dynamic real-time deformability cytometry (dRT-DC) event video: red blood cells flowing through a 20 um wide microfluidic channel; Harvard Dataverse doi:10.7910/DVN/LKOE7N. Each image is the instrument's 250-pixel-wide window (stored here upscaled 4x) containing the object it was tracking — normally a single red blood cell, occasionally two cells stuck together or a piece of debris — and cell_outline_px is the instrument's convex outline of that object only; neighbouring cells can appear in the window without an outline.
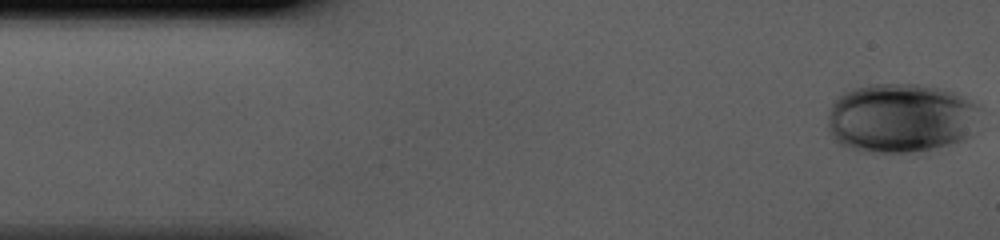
{"species": "human", "species_latin": "Homo sapiens", "temperature_condition": "cold", "stored_images_in_passage": 42, "camera_frame_rate_fps": 3000, "um_per_image_px": 0.085, "donor": {"sex": "male"}, "frame": {"image": 1, "passage_image": 1, "time_ms": 0.0, "image_size_px": [1000, 240], "cell_outline_px": [[980, 108], [968, 136], [964, 140], [932, 148], [912, 152], [860, 152], [836, 144], [828, 128], [828, 112], [832, 104], [844, 92], [856, 88], [872, 84], [920, 84], [940, 88], [952, 92], [960, 96]], "centroid_in_image_um": [76.48, 10.04], "position_along_channel_um": 8.5, "area_um2": 61.27}}
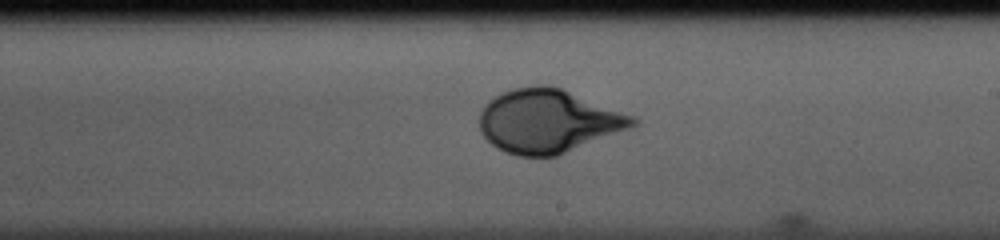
{"frame": {"image": 2, "passage_image": 24, "time_ms": 7.667, "image_size_px": [1000, 240], "cell_outline_px": [[640, 120], [632, 128], [556, 156], [516, 156], [504, 152], [496, 148], [480, 132], [480, 112], [496, 96], [512, 88], [536, 84], [548, 84], [560, 88], [636, 116]], "centroid_in_image_um": [46.63, 10.3], "position_along_channel_um": 242.4, "area_um2": 56.7}}
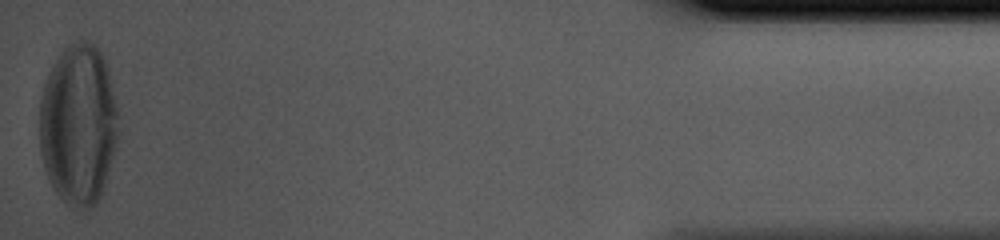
{"frame": {"image": 3, "passage_image": 42, "time_ms": 13.667, "image_size_px": [1000, 240], "cell_outline_px": [[120, 132], [108, 176], [104, 188], [96, 204], [88, 208], [72, 208], [56, 192], [48, 180], [44, 168], [40, 152], [40, 100], [44, 84], [52, 64], [60, 52], [64, 48], [80, 40], [88, 40], [100, 52], [108, 68], [120, 116]], "centroid_in_image_um": [6.69, 10.59], "position_along_channel_um": 428.5, "area_um2": 74.85}}